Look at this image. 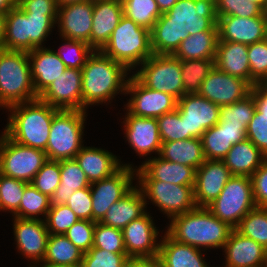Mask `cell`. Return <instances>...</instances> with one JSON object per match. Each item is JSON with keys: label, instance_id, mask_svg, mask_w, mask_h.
<instances>
[{"label": "cell", "instance_id": "cell-1", "mask_svg": "<svg viewBox=\"0 0 267 267\" xmlns=\"http://www.w3.org/2000/svg\"><path fill=\"white\" fill-rule=\"evenodd\" d=\"M81 70L83 111L88 105L110 102L116 93L126 91L129 70L100 50H94Z\"/></svg>", "mask_w": 267, "mask_h": 267}, {"label": "cell", "instance_id": "cell-2", "mask_svg": "<svg viewBox=\"0 0 267 267\" xmlns=\"http://www.w3.org/2000/svg\"><path fill=\"white\" fill-rule=\"evenodd\" d=\"M7 109L12 114L3 133L20 145L45 151L51 122L59 109L39 98L12 105Z\"/></svg>", "mask_w": 267, "mask_h": 267}, {"label": "cell", "instance_id": "cell-3", "mask_svg": "<svg viewBox=\"0 0 267 267\" xmlns=\"http://www.w3.org/2000/svg\"><path fill=\"white\" fill-rule=\"evenodd\" d=\"M166 231L178 242L200 249L223 248L232 227L215 217L207 207H196L171 219Z\"/></svg>", "mask_w": 267, "mask_h": 267}, {"label": "cell", "instance_id": "cell-4", "mask_svg": "<svg viewBox=\"0 0 267 267\" xmlns=\"http://www.w3.org/2000/svg\"><path fill=\"white\" fill-rule=\"evenodd\" d=\"M57 14L26 13L15 5L5 16L4 49L29 52L41 48Z\"/></svg>", "mask_w": 267, "mask_h": 267}, {"label": "cell", "instance_id": "cell-5", "mask_svg": "<svg viewBox=\"0 0 267 267\" xmlns=\"http://www.w3.org/2000/svg\"><path fill=\"white\" fill-rule=\"evenodd\" d=\"M100 51L130 71L153 55L150 31L123 16Z\"/></svg>", "mask_w": 267, "mask_h": 267}, {"label": "cell", "instance_id": "cell-6", "mask_svg": "<svg viewBox=\"0 0 267 267\" xmlns=\"http://www.w3.org/2000/svg\"><path fill=\"white\" fill-rule=\"evenodd\" d=\"M38 99L26 51H0V100L8 108Z\"/></svg>", "mask_w": 267, "mask_h": 267}, {"label": "cell", "instance_id": "cell-7", "mask_svg": "<svg viewBox=\"0 0 267 267\" xmlns=\"http://www.w3.org/2000/svg\"><path fill=\"white\" fill-rule=\"evenodd\" d=\"M86 111L61 110L53 116L46 146L48 160L73 159L82 146Z\"/></svg>", "mask_w": 267, "mask_h": 267}, {"label": "cell", "instance_id": "cell-8", "mask_svg": "<svg viewBox=\"0 0 267 267\" xmlns=\"http://www.w3.org/2000/svg\"><path fill=\"white\" fill-rule=\"evenodd\" d=\"M255 207L251 177L231 176L219 196L207 206V209L235 229L241 219Z\"/></svg>", "mask_w": 267, "mask_h": 267}, {"label": "cell", "instance_id": "cell-9", "mask_svg": "<svg viewBox=\"0 0 267 267\" xmlns=\"http://www.w3.org/2000/svg\"><path fill=\"white\" fill-rule=\"evenodd\" d=\"M137 73L133 74L144 86L171 94L179 100L183 90L180 59L169 54H153Z\"/></svg>", "mask_w": 267, "mask_h": 267}, {"label": "cell", "instance_id": "cell-10", "mask_svg": "<svg viewBox=\"0 0 267 267\" xmlns=\"http://www.w3.org/2000/svg\"><path fill=\"white\" fill-rule=\"evenodd\" d=\"M45 151L20 145L5 133L0 137V173L31 183L47 161Z\"/></svg>", "mask_w": 267, "mask_h": 267}, {"label": "cell", "instance_id": "cell-11", "mask_svg": "<svg viewBox=\"0 0 267 267\" xmlns=\"http://www.w3.org/2000/svg\"><path fill=\"white\" fill-rule=\"evenodd\" d=\"M215 0H178L156 23L177 24L189 35L218 31Z\"/></svg>", "mask_w": 267, "mask_h": 267}, {"label": "cell", "instance_id": "cell-12", "mask_svg": "<svg viewBox=\"0 0 267 267\" xmlns=\"http://www.w3.org/2000/svg\"><path fill=\"white\" fill-rule=\"evenodd\" d=\"M144 197L151 199L171 219L195 209L194 186L159 180H139Z\"/></svg>", "mask_w": 267, "mask_h": 267}, {"label": "cell", "instance_id": "cell-13", "mask_svg": "<svg viewBox=\"0 0 267 267\" xmlns=\"http://www.w3.org/2000/svg\"><path fill=\"white\" fill-rule=\"evenodd\" d=\"M135 170L131 165L125 164L112 176L90 184L92 221L100 222L109 207L122 199L135 187L132 186Z\"/></svg>", "mask_w": 267, "mask_h": 267}, {"label": "cell", "instance_id": "cell-14", "mask_svg": "<svg viewBox=\"0 0 267 267\" xmlns=\"http://www.w3.org/2000/svg\"><path fill=\"white\" fill-rule=\"evenodd\" d=\"M125 93L132 95L127 103L128 112L137 117L158 118L177 108L175 97L144 86L133 74L128 78Z\"/></svg>", "mask_w": 267, "mask_h": 267}, {"label": "cell", "instance_id": "cell-15", "mask_svg": "<svg viewBox=\"0 0 267 267\" xmlns=\"http://www.w3.org/2000/svg\"><path fill=\"white\" fill-rule=\"evenodd\" d=\"M181 120H185L186 139L201 138L202 134L219 122L220 106L198 93L183 95L177 100Z\"/></svg>", "mask_w": 267, "mask_h": 267}, {"label": "cell", "instance_id": "cell-16", "mask_svg": "<svg viewBox=\"0 0 267 267\" xmlns=\"http://www.w3.org/2000/svg\"><path fill=\"white\" fill-rule=\"evenodd\" d=\"M251 88L248 81L226 74L214 66L202 82L198 94L218 106H224L245 98Z\"/></svg>", "mask_w": 267, "mask_h": 267}, {"label": "cell", "instance_id": "cell-17", "mask_svg": "<svg viewBox=\"0 0 267 267\" xmlns=\"http://www.w3.org/2000/svg\"><path fill=\"white\" fill-rule=\"evenodd\" d=\"M38 98L57 109L83 111L82 70L66 68Z\"/></svg>", "mask_w": 267, "mask_h": 267}, {"label": "cell", "instance_id": "cell-18", "mask_svg": "<svg viewBox=\"0 0 267 267\" xmlns=\"http://www.w3.org/2000/svg\"><path fill=\"white\" fill-rule=\"evenodd\" d=\"M218 41L238 42L246 45L267 39V17H218Z\"/></svg>", "mask_w": 267, "mask_h": 267}, {"label": "cell", "instance_id": "cell-19", "mask_svg": "<svg viewBox=\"0 0 267 267\" xmlns=\"http://www.w3.org/2000/svg\"><path fill=\"white\" fill-rule=\"evenodd\" d=\"M223 160H206L196 169L194 200L197 207H207L221 193L231 178Z\"/></svg>", "mask_w": 267, "mask_h": 267}, {"label": "cell", "instance_id": "cell-20", "mask_svg": "<svg viewBox=\"0 0 267 267\" xmlns=\"http://www.w3.org/2000/svg\"><path fill=\"white\" fill-rule=\"evenodd\" d=\"M146 212L122 229L124 245L129 258L158 256L160 243L156 244L158 231Z\"/></svg>", "mask_w": 267, "mask_h": 267}, {"label": "cell", "instance_id": "cell-21", "mask_svg": "<svg viewBox=\"0 0 267 267\" xmlns=\"http://www.w3.org/2000/svg\"><path fill=\"white\" fill-rule=\"evenodd\" d=\"M94 0L58 6L57 21L64 39L90 41Z\"/></svg>", "mask_w": 267, "mask_h": 267}, {"label": "cell", "instance_id": "cell-22", "mask_svg": "<svg viewBox=\"0 0 267 267\" xmlns=\"http://www.w3.org/2000/svg\"><path fill=\"white\" fill-rule=\"evenodd\" d=\"M14 236L17 242L18 250L34 262H42L50 236L47 230L45 220L38 219H22L15 217L14 219Z\"/></svg>", "mask_w": 267, "mask_h": 267}, {"label": "cell", "instance_id": "cell-23", "mask_svg": "<svg viewBox=\"0 0 267 267\" xmlns=\"http://www.w3.org/2000/svg\"><path fill=\"white\" fill-rule=\"evenodd\" d=\"M123 17L121 0H94L91 37L88 44L101 50Z\"/></svg>", "mask_w": 267, "mask_h": 267}, {"label": "cell", "instance_id": "cell-24", "mask_svg": "<svg viewBox=\"0 0 267 267\" xmlns=\"http://www.w3.org/2000/svg\"><path fill=\"white\" fill-rule=\"evenodd\" d=\"M136 171L138 180H159L177 185L195 186V168L170 162L161 157L148 159Z\"/></svg>", "mask_w": 267, "mask_h": 267}, {"label": "cell", "instance_id": "cell-25", "mask_svg": "<svg viewBox=\"0 0 267 267\" xmlns=\"http://www.w3.org/2000/svg\"><path fill=\"white\" fill-rule=\"evenodd\" d=\"M123 123L132 149L142 156L154 151L159 155L162 141L156 118L137 117L127 112Z\"/></svg>", "mask_w": 267, "mask_h": 267}, {"label": "cell", "instance_id": "cell-26", "mask_svg": "<svg viewBox=\"0 0 267 267\" xmlns=\"http://www.w3.org/2000/svg\"><path fill=\"white\" fill-rule=\"evenodd\" d=\"M226 254L225 267H260L267 250L259 243L232 229L223 247Z\"/></svg>", "mask_w": 267, "mask_h": 267}, {"label": "cell", "instance_id": "cell-27", "mask_svg": "<svg viewBox=\"0 0 267 267\" xmlns=\"http://www.w3.org/2000/svg\"><path fill=\"white\" fill-rule=\"evenodd\" d=\"M27 53L33 86L36 95L39 96L55 79L64 73L67 67L58 57L56 51L50 48H36Z\"/></svg>", "mask_w": 267, "mask_h": 267}, {"label": "cell", "instance_id": "cell-28", "mask_svg": "<svg viewBox=\"0 0 267 267\" xmlns=\"http://www.w3.org/2000/svg\"><path fill=\"white\" fill-rule=\"evenodd\" d=\"M214 66L222 72L248 81L251 84L248 45L218 41Z\"/></svg>", "mask_w": 267, "mask_h": 267}, {"label": "cell", "instance_id": "cell-29", "mask_svg": "<svg viewBox=\"0 0 267 267\" xmlns=\"http://www.w3.org/2000/svg\"><path fill=\"white\" fill-rule=\"evenodd\" d=\"M75 160L85 172L90 184L112 176L123 166L111 152L95 147L83 146Z\"/></svg>", "mask_w": 267, "mask_h": 267}, {"label": "cell", "instance_id": "cell-30", "mask_svg": "<svg viewBox=\"0 0 267 267\" xmlns=\"http://www.w3.org/2000/svg\"><path fill=\"white\" fill-rule=\"evenodd\" d=\"M146 202L141 189L135 186L122 199L109 207L100 223L122 230L132 220L146 213Z\"/></svg>", "mask_w": 267, "mask_h": 267}, {"label": "cell", "instance_id": "cell-31", "mask_svg": "<svg viewBox=\"0 0 267 267\" xmlns=\"http://www.w3.org/2000/svg\"><path fill=\"white\" fill-rule=\"evenodd\" d=\"M267 157L249 140L236 143L223 158L232 176L251 177Z\"/></svg>", "mask_w": 267, "mask_h": 267}, {"label": "cell", "instance_id": "cell-32", "mask_svg": "<svg viewBox=\"0 0 267 267\" xmlns=\"http://www.w3.org/2000/svg\"><path fill=\"white\" fill-rule=\"evenodd\" d=\"M163 267H209L203 261L200 249L173 239L167 232L159 248Z\"/></svg>", "mask_w": 267, "mask_h": 267}, {"label": "cell", "instance_id": "cell-33", "mask_svg": "<svg viewBox=\"0 0 267 267\" xmlns=\"http://www.w3.org/2000/svg\"><path fill=\"white\" fill-rule=\"evenodd\" d=\"M159 157L195 169L199 168L206 161L200 138L163 142Z\"/></svg>", "mask_w": 267, "mask_h": 267}, {"label": "cell", "instance_id": "cell-34", "mask_svg": "<svg viewBox=\"0 0 267 267\" xmlns=\"http://www.w3.org/2000/svg\"><path fill=\"white\" fill-rule=\"evenodd\" d=\"M89 186L90 182L75 158L60 160V185L50 197V203L65 204L76 190Z\"/></svg>", "mask_w": 267, "mask_h": 267}, {"label": "cell", "instance_id": "cell-35", "mask_svg": "<svg viewBox=\"0 0 267 267\" xmlns=\"http://www.w3.org/2000/svg\"><path fill=\"white\" fill-rule=\"evenodd\" d=\"M218 31H201L180 43L173 54L177 59H215Z\"/></svg>", "mask_w": 267, "mask_h": 267}, {"label": "cell", "instance_id": "cell-36", "mask_svg": "<svg viewBox=\"0 0 267 267\" xmlns=\"http://www.w3.org/2000/svg\"><path fill=\"white\" fill-rule=\"evenodd\" d=\"M188 37L189 33L177 24L155 23L150 31L152 52L173 55Z\"/></svg>", "mask_w": 267, "mask_h": 267}, {"label": "cell", "instance_id": "cell-37", "mask_svg": "<svg viewBox=\"0 0 267 267\" xmlns=\"http://www.w3.org/2000/svg\"><path fill=\"white\" fill-rule=\"evenodd\" d=\"M84 252L64 234H50L44 264L81 265Z\"/></svg>", "mask_w": 267, "mask_h": 267}, {"label": "cell", "instance_id": "cell-38", "mask_svg": "<svg viewBox=\"0 0 267 267\" xmlns=\"http://www.w3.org/2000/svg\"><path fill=\"white\" fill-rule=\"evenodd\" d=\"M123 16L151 31L161 16L155 0H121Z\"/></svg>", "mask_w": 267, "mask_h": 267}, {"label": "cell", "instance_id": "cell-39", "mask_svg": "<svg viewBox=\"0 0 267 267\" xmlns=\"http://www.w3.org/2000/svg\"><path fill=\"white\" fill-rule=\"evenodd\" d=\"M215 59L180 60L183 90L186 94L198 93L202 82L214 68Z\"/></svg>", "mask_w": 267, "mask_h": 267}, {"label": "cell", "instance_id": "cell-40", "mask_svg": "<svg viewBox=\"0 0 267 267\" xmlns=\"http://www.w3.org/2000/svg\"><path fill=\"white\" fill-rule=\"evenodd\" d=\"M50 207V197L41 193L29 183L24 188L19 209L13 215L22 219H38L37 215L44 214L47 217Z\"/></svg>", "mask_w": 267, "mask_h": 267}, {"label": "cell", "instance_id": "cell-41", "mask_svg": "<svg viewBox=\"0 0 267 267\" xmlns=\"http://www.w3.org/2000/svg\"><path fill=\"white\" fill-rule=\"evenodd\" d=\"M235 229L267 250V208L255 207L250 210Z\"/></svg>", "mask_w": 267, "mask_h": 267}, {"label": "cell", "instance_id": "cell-42", "mask_svg": "<svg viewBox=\"0 0 267 267\" xmlns=\"http://www.w3.org/2000/svg\"><path fill=\"white\" fill-rule=\"evenodd\" d=\"M256 105L253 95L250 93L245 98L230 104L220 106V125H233L248 127L249 122L253 118Z\"/></svg>", "mask_w": 267, "mask_h": 267}, {"label": "cell", "instance_id": "cell-43", "mask_svg": "<svg viewBox=\"0 0 267 267\" xmlns=\"http://www.w3.org/2000/svg\"><path fill=\"white\" fill-rule=\"evenodd\" d=\"M200 139L206 160H223L233 146L229 142L227 129L221 128L219 123L207 129Z\"/></svg>", "mask_w": 267, "mask_h": 267}, {"label": "cell", "instance_id": "cell-44", "mask_svg": "<svg viewBox=\"0 0 267 267\" xmlns=\"http://www.w3.org/2000/svg\"><path fill=\"white\" fill-rule=\"evenodd\" d=\"M93 247L113 253H126L122 230L96 222Z\"/></svg>", "mask_w": 267, "mask_h": 267}, {"label": "cell", "instance_id": "cell-45", "mask_svg": "<svg viewBox=\"0 0 267 267\" xmlns=\"http://www.w3.org/2000/svg\"><path fill=\"white\" fill-rule=\"evenodd\" d=\"M67 41L56 52L67 68L82 69L94 49L85 41L64 39ZM66 48V49H64ZM67 51V52H65Z\"/></svg>", "mask_w": 267, "mask_h": 267}, {"label": "cell", "instance_id": "cell-46", "mask_svg": "<svg viewBox=\"0 0 267 267\" xmlns=\"http://www.w3.org/2000/svg\"><path fill=\"white\" fill-rule=\"evenodd\" d=\"M28 184L0 173V210H10L14 214L19 209L24 188Z\"/></svg>", "mask_w": 267, "mask_h": 267}, {"label": "cell", "instance_id": "cell-47", "mask_svg": "<svg viewBox=\"0 0 267 267\" xmlns=\"http://www.w3.org/2000/svg\"><path fill=\"white\" fill-rule=\"evenodd\" d=\"M31 184L41 193L51 197L60 185V161L47 160Z\"/></svg>", "mask_w": 267, "mask_h": 267}, {"label": "cell", "instance_id": "cell-48", "mask_svg": "<svg viewBox=\"0 0 267 267\" xmlns=\"http://www.w3.org/2000/svg\"><path fill=\"white\" fill-rule=\"evenodd\" d=\"M156 119L162 143L186 139L185 120H181L177 108Z\"/></svg>", "mask_w": 267, "mask_h": 267}, {"label": "cell", "instance_id": "cell-49", "mask_svg": "<svg viewBox=\"0 0 267 267\" xmlns=\"http://www.w3.org/2000/svg\"><path fill=\"white\" fill-rule=\"evenodd\" d=\"M78 220L66 204H51L45 222L50 234H64Z\"/></svg>", "mask_w": 267, "mask_h": 267}, {"label": "cell", "instance_id": "cell-50", "mask_svg": "<svg viewBox=\"0 0 267 267\" xmlns=\"http://www.w3.org/2000/svg\"><path fill=\"white\" fill-rule=\"evenodd\" d=\"M127 253H113L92 247L84 253L80 267H126Z\"/></svg>", "mask_w": 267, "mask_h": 267}, {"label": "cell", "instance_id": "cell-51", "mask_svg": "<svg viewBox=\"0 0 267 267\" xmlns=\"http://www.w3.org/2000/svg\"><path fill=\"white\" fill-rule=\"evenodd\" d=\"M251 85L259 84L267 76V39L248 45Z\"/></svg>", "mask_w": 267, "mask_h": 267}, {"label": "cell", "instance_id": "cell-52", "mask_svg": "<svg viewBox=\"0 0 267 267\" xmlns=\"http://www.w3.org/2000/svg\"><path fill=\"white\" fill-rule=\"evenodd\" d=\"M94 221L81 220L75 222L64 235L84 253L93 247Z\"/></svg>", "mask_w": 267, "mask_h": 267}, {"label": "cell", "instance_id": "cell-53", "mask_svg": "<svg viewBox=\"0 0 267 267\" xmlns=\"http://www.w3.org/2000/svg\"><path fill=\"white\" fill-rule=\"evenodd\" d=\"M249 139L267 157V117L255 110L246 130Z\"/></svg>", "mask_w": 267, "mask_h": 267}, {"label": "cell", "instance_id": "cell-54", "mask_svg": "<svg viewBox=\"0 0 267 267\" xmlns=\"http://www.w3.org/2000/svg\"><path fill=\"white\" fill-rule=\"evenodd\" d=\"M81 220L92 221V196L90 186L76 190L65 203Z\"/></svg>", "mask_w": 267, "mask_h": 267}, {"label": "cell", "instance_id": "cell-55", "mask_svg": "<svg viewBox=\"0 0 267 267\" xmlns=\"http://www.w3.org/2000/svg\"><path fill=\"white\" fill-rule=\"evenodd\" d=\"M256 207L267 208V158L251 176Z\"/></svg>", "mask_w": 267, "mask_h": 267}, {"label": "cell", "instance_id": "cell-56", "mask_svg": "<svg viewBox=\"0 0 267 267\" xmlns=\"http://www.w3.org/2000/svg\"><path fill=\"white\" fill-rule=\"evenodd\" d=\"M16 5L26 13H58V5L56 0H17Z\"/></svg>", "mask_w": 267, "mask_h": 267}, {"label": "cell", "instance_id": "cell-57", "mask_svg": "<svg viewBox=\"0 0 267 267\" xmlns=\"http://www.w3.org/2000/svg\"><path fill=\"white\" fill-rule=\"evenodd\" d=\"M218 17L239 16L240 0H215Z\"/></svg>", "mask_w": 267, "mask_h": 267}, {"label": "cell", "instance_id": "cell-58", "mask_svg": "<svg viewBox=\"0 0 267 267\" xmlns=\"http://www.w3.org/2000/svg\"><path fill=\"white\" fill-rule=\"evenodd\" d=\"M256 105V110L261 116L267 117V93L257 84L252 86L251 92Z\"/></svg>", "mask_w": 267, "mask_h": 267}, {"label": "cell", "instance_id": "cell-59", "mask_svg": "<svg viewBox=\"0 0 267 267\" xmlns=\"http://www.w3.org/2000/svg\"><path fill=\"white\" fill-rule=\"evenodd\" d=\"M239 16L251 18L265 15L263 9L258 4L248 0H240Z\"/></svg>", "mask_w": 267, "mask_h": 267}, {"label": "cell", "instance_id": "cell-60", "mask_svg": "<svg viewBox=\"0 0 267 267\" xmlns=\"http://www.w3.org/2000/svg\"><path fill=\"white\" fill-rule=\"evenodd\" d=\"M126 267H163L159 256L132 257L128 259Z\"/></svg>", "mask_w": 267, "mask_h": 267}, {"label": "cell", "instance_id": "cell-61", "mask_svg": "<svg viewBox=\"0 0 267 267\" xmlns=\"http://www.w3.org/2000/svg\"><path fill=\"white\" fill-rule=\"evenodd\" d=\"M221 128L227 129L228 139L232 145L247 138L245 126L221 125Z\"/></svg>", "mask_w": 267, "mask_h": 267}, {"label": "cell", "instance_id": "cell-62", "mask_svg": "<svg viewBox=\"0 0 267 267\" xmlns=\"http://www.w3.org/2000/svg\"><path fill=\"white\" fill-rule=\"evenodd\" d=\"M161 14L168 12L178 0H155Z\"/></svg>", "mask_w": 267, "mask_h": 267}, {"label": "cell", "instance_id": "cell-63", "mask_svg": "<svg viewBox=\"0 0 267 267\" xmlns=\"http://www.w3.org/2000/svg\"><path fill=\"white\" fill-rule=\"evenodd\" d=\"M17 3V0H0V13H7Z\"/></svg>", "mask_w": 267, "mask_h": 267}, {"label": "cell", "instance_id": "cell-64", "mask_svg": "<svg viewBox=\"0 0 267 267\" xmlns=\"http://www.w3.org/2000/svg\"><path fill=\"white\" fill-rule=\"evenodd\" d=\"M5 13H0V51L4 49Z\"/></svg>", "mask_w": 267, "mask_h": 267}, {"label": "cell", "instance_id": "cell-65", "mask_svg": "<svg viewBox=\"0 0 267 267\" xmlns=\"http://www.w3.org/2000/svg\"><path fill=\"white\" fill-rule=\"evenodd\" d=\"M57 1V5L58 6H64L67 4H71V3H79V2H84L87 0H56Z\"/></svg>", "mask_w": 267, "mask_h": 267}, {"label": "cell", "instance_id": "cell-66", "mask_svg": "<svg viewBox=\"0 0 267 267\" xmlns=\"http://www.w3.org/2000/svg\"><path fill=\"white\" fill-rule=\"evenodd\" d=\"M30 267H35V266H30ZM41 267H80V265L43 264V265H41Z\"/></svg>", "mask_w": 267, "mask_h": 267}, {"label": "cell", "instance_id": "cell-67", "mask_svg": "<svg viewBox=\"0 0 267 267\" xmlns=\"http://www.w3.org/2000/svg\"><path fill=\"white\" fill-rule=\"evenodd\" d=\"M258 85L267 93V76Z\"/></svg>", "mask_w": 267, "mask_h": 267}, {"label": "cell", "instance_id": "cell-68", "mask_svg": "<svg viewBox=\"0 0 267 267\" xmlns=\"http://www.w3.org/2000/svg\"><path fill=\"white\" fill-rule=\"evenodd\" d=\"M248 1L258 4L262 9L264 8L265 3H266V0H248Z\"/></svg>", "mask_w": 267, "mask_h": 267}, {"label": "cell", "instance_id": "cell-69", "mask_svg": "<svg viewBox=\"0 0 267 267\" xmlns=\"http://www.w3.org/2000/svg\"><path fill=\"white\" fill-rule=\"evenodd\" d=\"M263 13L267 17V0H266V3H265V6L263 8Z\"/></svg>", "mask_w": 267, "mask_h": 267}, {"label": "cell", "instance_id": "cell-70", "mask_svg": "<svg viewBox=\"0 0 267 267\" xmlns=\"http://www.w3.org/2000/svg\"><path fill=\"white\" fill-rule=\"evenodd\" d=\"M260 267H267V255H266L264 262L262 263Z\"/></svg>", "mask_w": 267, "mask_h": 267}, {"label": "cell", "instance_id": "cell-71", "mask_svg": "<svg viewBox=\"0 0 267 267\" xmlns=\"http://www.w3.org/2000/svg\"><path fill=\"white\" fill-rule=\"evenodd\" d=\"M0 106L7 108L1 100H0Z\"/></svg>", "mask_w": 267, "mask_h": 267}]
</instances>
